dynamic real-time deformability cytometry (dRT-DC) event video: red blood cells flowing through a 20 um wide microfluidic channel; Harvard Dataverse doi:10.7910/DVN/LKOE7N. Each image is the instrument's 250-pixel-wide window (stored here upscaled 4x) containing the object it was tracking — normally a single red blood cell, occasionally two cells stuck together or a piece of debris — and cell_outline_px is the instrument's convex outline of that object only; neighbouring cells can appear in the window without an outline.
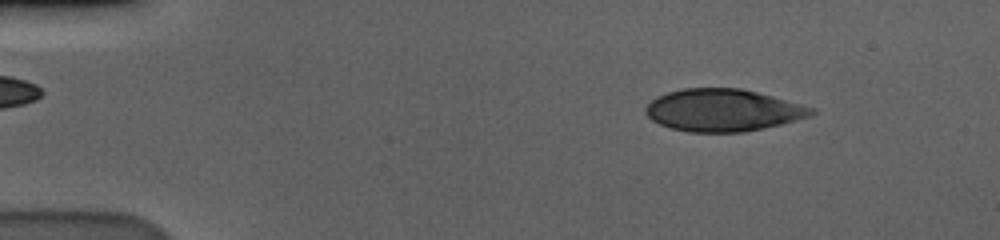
{"species": "human", "species_latin": "Homo sapiens", "temperature_condition": "cold", "stored_images_in_passage": 56, "camera_frame_rate_fps": 3000, "um_per_image_px": 0.085, "donor": {"sex": "male"}, "frame": {"image": 1, "passage_image": 7, "time_ms": 2.0, "image_size_px": [1000, 240], "cell_outline_px": [[816, 112], [812, 116], [780, 124], [744, 132], [688, 132], [672, 128], [660, 124], [652, 120], [644, 112], [644, 108], [656, 96], [668, 92], [684, 88], [740, 88], [772, 96], [816, 108]], "centroid_in_image_um": [61.45, 9.37], "position_along_channel_um": 23.5, "area_um2": 40.75}}
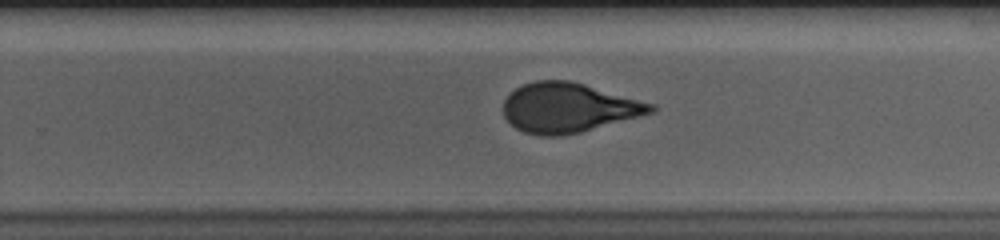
{"frame": {"image": 2, "passage_image": 36, "time_ms": 11.667, "image_size_px": [1000, 240], "cell_outline_px": [[656, 108], [652, 112], [580, 132], [560, 136], [540, 136], [524, 132], [516, 128], [504, 116], [504, 100], [516, 88], [524, 84], [536, 80], [568, 80], [584, 84], [656, 104]], "centroid_in_image_um": [48.3, 9.15], "position_along_channel_um": 281.5, "area_um2": 42.14}}
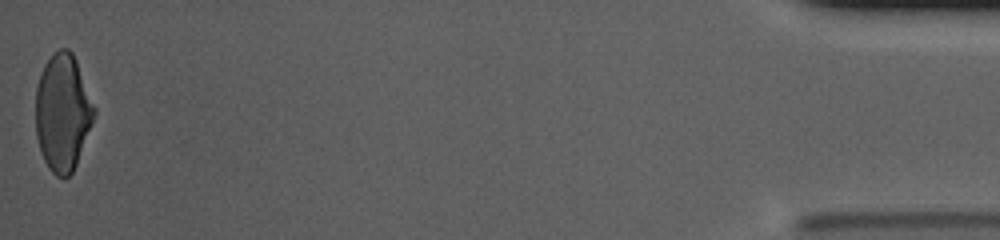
{"frame": {"image": 3, "passage_image": 56, "time_ms": 18.333, "image_size_px": [1000, 240], "cell_outline_px": [[96, 112], [92, 124], [76, 164], [72, 172], [64, 180], [56, 176], [48, 168], [40, 152], [36, 136], [36, 88], [40, 72], [44, 64], [60, 48], [68, 48], [72, 52], [76, 60], [96, 108]], "centroid_in_image_um": [5.32, 9.58], "position_along_channel_um": 429.9, "area_um2": 40.0}, "authors_computed_cell_mechanics": {"area_um2": 42.3674, "velocity_mm_per_s": 3.5962, "shape_relaxation_time_tau1_ms": 6.0133, "shape_relaxation_time_tau2_ms": null, "deformation_change_tau1": 0.1867, "deformation_change_tau2": null}}